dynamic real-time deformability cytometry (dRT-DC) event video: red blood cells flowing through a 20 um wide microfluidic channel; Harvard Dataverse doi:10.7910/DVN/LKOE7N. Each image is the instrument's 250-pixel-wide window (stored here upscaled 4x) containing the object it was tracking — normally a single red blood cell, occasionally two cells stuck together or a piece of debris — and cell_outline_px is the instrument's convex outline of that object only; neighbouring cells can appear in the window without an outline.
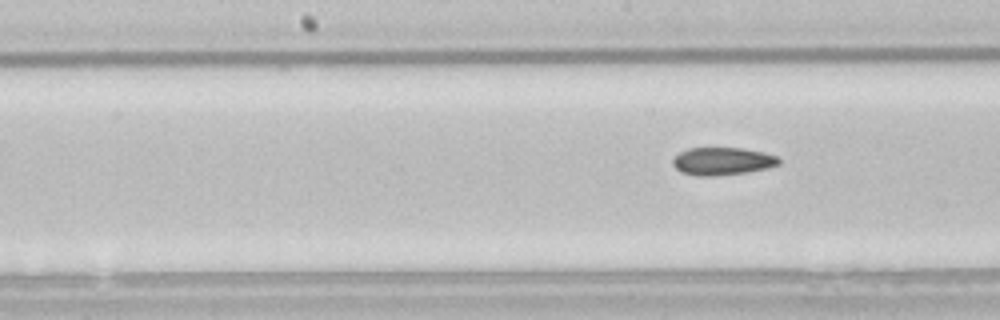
{"species": "common noctule bat (a hibernating species)", "species_latin": "Nyctalus noctula", "temperature_condition": "room temperature", "stored_images_in_passage": 7, "camera_frame_rate_fps": 3000, "um_per_image_px": 0.085, "animal": {"sex": "male", "body_mass_g": 21.5, "forearm_length_mm": 52.0}, "frame": {"image": 1, "passage_image": 7, "time_ms": 2.0, "image_size_px": [1000, 320], "cell_outline_px": [[780, 164], [768, 168], [748, 172], [716, 176], [696, 176], [680, 172], [672, 164], [672, 160], [680, 152], [688, 148], [744, 148], [764, 152], [780, 156]], "centroid_in_image_um": [61.44, 13.71], "position_along_channel_um": 186.8, "area_um2": 17.4}}